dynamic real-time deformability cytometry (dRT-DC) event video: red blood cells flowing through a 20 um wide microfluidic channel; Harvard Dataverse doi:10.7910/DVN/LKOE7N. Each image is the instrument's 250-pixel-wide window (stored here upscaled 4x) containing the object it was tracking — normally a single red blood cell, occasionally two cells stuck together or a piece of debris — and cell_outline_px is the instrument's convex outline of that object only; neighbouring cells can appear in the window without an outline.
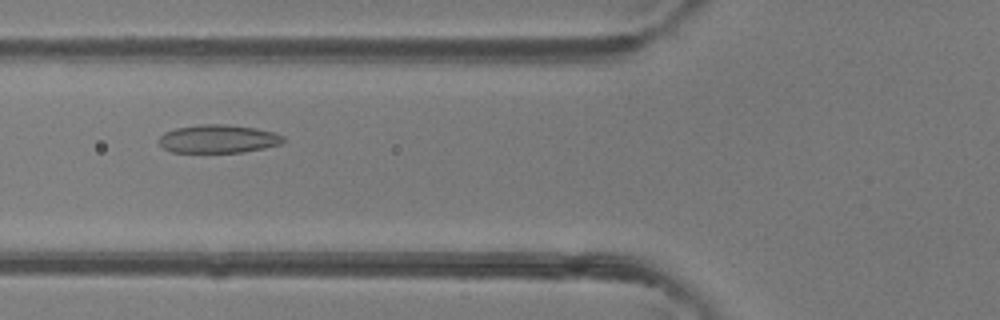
{"species": "common noctule bat (a hibernating species)", "species_latin": "Nyctalus noctula", "temperature_condition": "room temperature", "stored_images_in_passage": 48, "camera_frame_rate_fps": 3000, "um_per_image_px": 0.085, "animal": {"sex": "female"}, "frame": {"image": 1, "passage_image": 19, "time_ms": 6.0, "image_size_px": [1000, 320], "cell_outline_px": [[284, 140], [280, 144], [264, 148], [244, 152], [172, 152], [164, 148], [156, 140], [164, 132], [176, 128], [200, 124], [224, 124], [256, 128], [272, 132], [284, 136]], "centroid_in_image_um": [18.52, 11.8], "position_along_channel_um": 107.3, "area_um2": 20.46}}
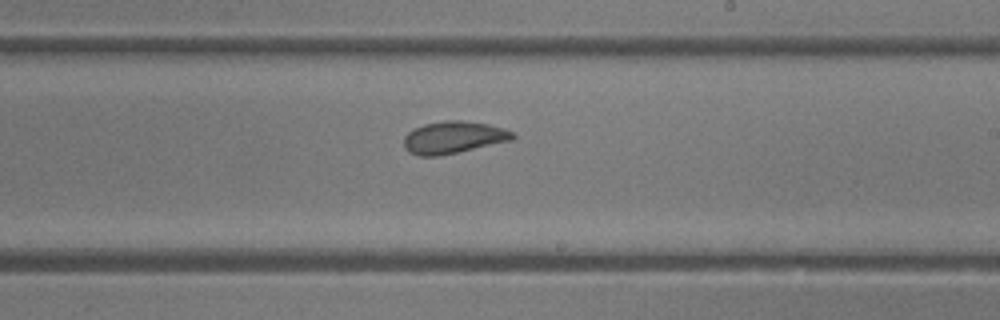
{"frame": {"image": 2, "passage_image": 29, "time_ms": 9.333, "image_size_px": [1000, 320], "cell_outline_px": [[516, 136], [512, 140], [440, 156], [420, 156], [408, 152], [404, 148], [404, 136], [408, 132], [424, 124], [444, 120], [460, 120], [488, 124], [504, 128], [512, 132]], "centroid_in_image_um": [38.53, 11.68], "position_along_channel_um": 250.5, "area_um2": 20.4}}
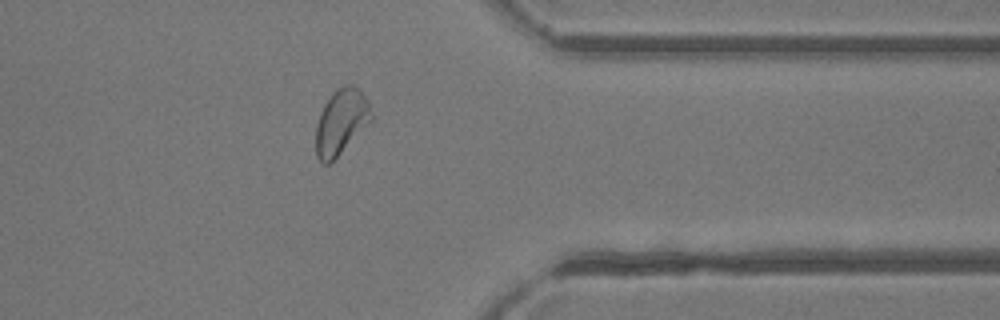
{"frame": {"image": 3, "passage_image": 39, "time_ms": 12.667, "image_size_px": [1000, 320], "cell_outline_px": [[372, 120], [328, 164], [324, 164], [316, 156], [316, 124], [320, 112], [324, 104], [332, 92], [336, 88], [344, 84], [352, 84], [360, 88], [368, 100], [372, 112]], "centroid_in_image_um": [28.99, 10.28], "position_along_channel_um": 382.4, "area_um2": 21.04}, "authors_computed_cell_mechanics": {"area_um2": 21.8773, "velocity_mm_per_s": 4.2845, "shape_relaxation_time_tau1_ms": 10.2576, "shape_relaxation_time_tau2_ms": 1.6926, "deformation_change_tau1": 0.2285, "deformation_change_tau2": 0.0669}}